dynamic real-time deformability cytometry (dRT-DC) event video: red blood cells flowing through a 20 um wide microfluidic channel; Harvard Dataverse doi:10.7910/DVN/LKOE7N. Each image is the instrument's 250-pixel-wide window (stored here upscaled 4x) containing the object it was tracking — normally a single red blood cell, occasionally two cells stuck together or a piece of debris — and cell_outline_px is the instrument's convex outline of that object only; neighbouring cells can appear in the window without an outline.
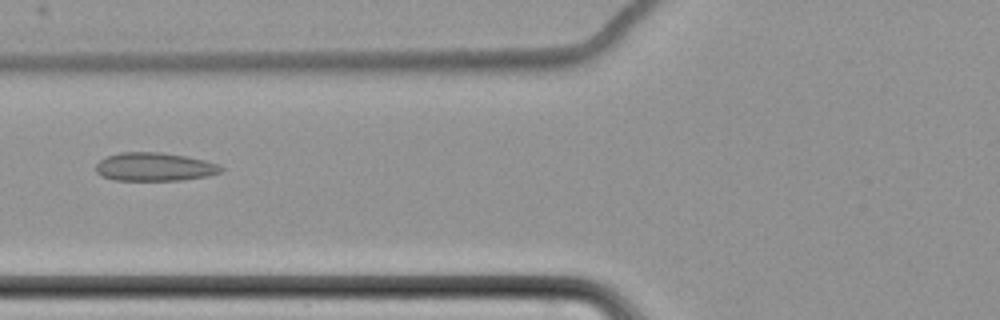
{"species": "common noctule bat (a hibernating species)", "species_latin": "Nyctalus noctula", "temperature_condition": "cold", "stored_images_in_passage": 4, "camera_frame_rate_fps": 3000, "um_per_image_px": 0.085, "animal": {"sex": "female", "body_mass_g": 22.7, "forearm_length_mm": 54.2}, "frame": {"image": 1, "passage_image": 4, "time_ms": 3.667, "image_size_px": [1000, 320], "cell_outline_px": [[224, 168], [220, 172], [208, 176], [180, 180], [116, 180], [100, 176], [96, 172], [96, 164], [100, 160], [108, 156], [120, 152], [160, 152], [188, 156], [204, 160], [216, 164]], "centroid_in_image_um": [13.11, 14.18], "position_along_channel_um": 112.7, "area_um2": 20.69}}